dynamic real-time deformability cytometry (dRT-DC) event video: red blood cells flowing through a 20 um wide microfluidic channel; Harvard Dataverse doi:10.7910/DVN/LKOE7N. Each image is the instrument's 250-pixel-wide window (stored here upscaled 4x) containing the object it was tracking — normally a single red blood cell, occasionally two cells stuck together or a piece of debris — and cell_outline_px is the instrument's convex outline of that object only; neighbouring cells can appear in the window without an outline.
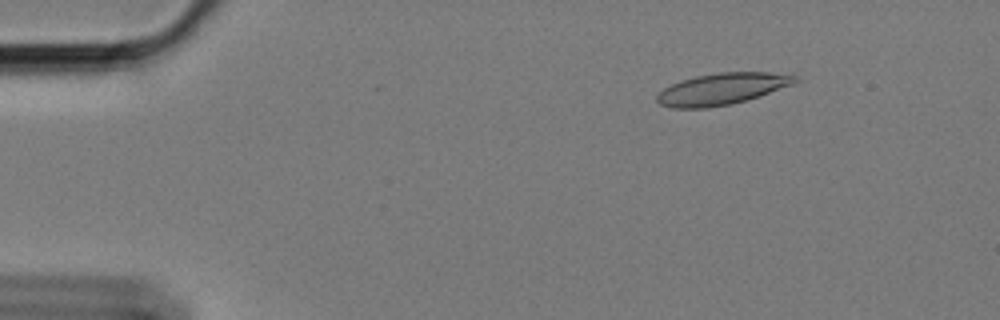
{"species": "Egyptian fruit bat (a non-hibernating species)", "species_latin": "Rousettus aegyptiacus", "temperature_condition": "cold", "stored_images_in_passage": 58, "camera_frame_rate_fps": 3000, "um_per_image_px": 0.085, "animal": {"sex": "female"}, "frame": {"image": 1, "passage_image": 7, "time_ms": 2.0, "image_size_px": [1000, 320], "cell_outline_px": [[800, 80], [792, 84], [732, 104], [708, 108], [672, 108], [660, 104], [656, 100], [656, 96], [664, 88], [680, 80], [696, 76], [720, 72], [792, 72]], "centroid_in_image_um": [61.38, 7.54], "position_along_channel_um": 23.6, "area_um2": 25.37}}
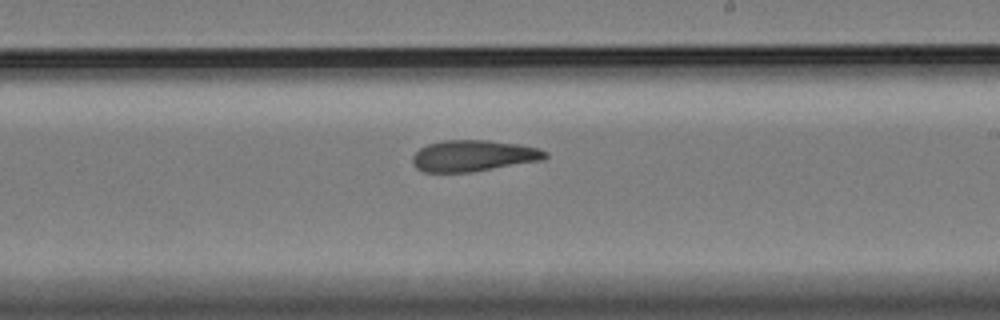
{"frame": {"image": 2, "passage_image": 34, "time_ms": 11.0, "image_size_px": [1000, 320], "cell_outline_px": [[548, 156], [544, 160], [468, 172], [424, 172], [416, 168], [412, 164], [412, 156], [420, 148], [428, 144], [444, 140], [488, 140], [520, 144], [540, 148], [548, 152]], "centroid_in_image_um": [40.26, 13.23], "position_along_channel_um": 248.7, "area_um2": 24.28}}
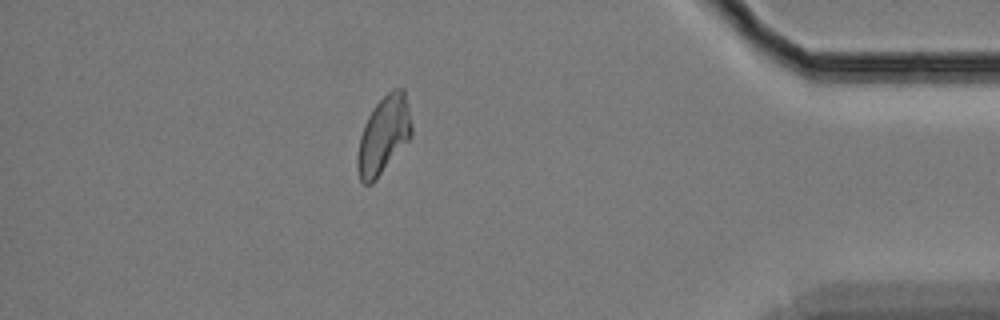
{"frame": {"image": 3, "passage_image": 51, "time_ms": 16.667, "image_size_px": [1000, 320], "cell_outline_px": [[412, 136], [376, 180], [372, 184], [364, 184], [360, 180], [356, 168], [356, 160], [360, 136], [368, 116], [376, 104], [392, 88], [404, 88], [408, 104], [412, 124]], "centroid_in_image_um": [32.61, 11.5], "position_along_channel_um": 402.6, "area_um2": 24.57}, "authors_computed_cell_mechanics": {"area_um2": 24.6228, "velocity_mm_per_s": 3.3678, "shape_relaxation_time_tau1_ms": null, "shape_relaxation_time_tau2_ms": 4.4888, "deformation_change_tau1": null, "deformation_change_tau2": 0.1104}}